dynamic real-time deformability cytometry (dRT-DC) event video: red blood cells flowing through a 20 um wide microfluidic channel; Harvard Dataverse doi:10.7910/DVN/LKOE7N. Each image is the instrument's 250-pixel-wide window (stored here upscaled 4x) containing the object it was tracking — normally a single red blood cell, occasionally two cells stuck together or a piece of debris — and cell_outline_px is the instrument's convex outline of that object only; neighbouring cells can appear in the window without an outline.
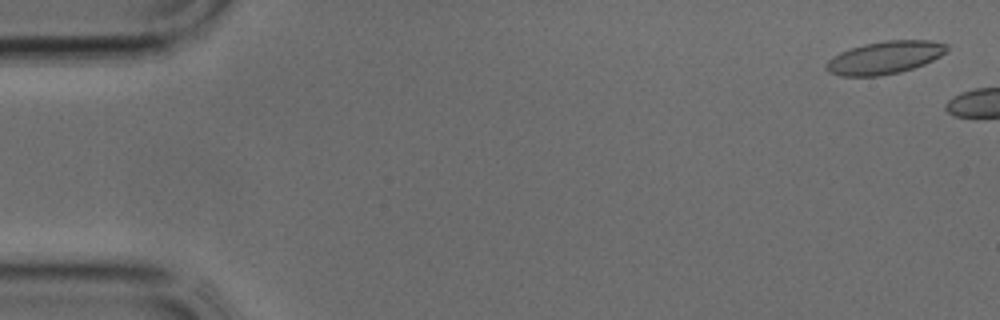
{"species": "common noctule bat (a hibernating species)", "species_latin": "Nyctalus noctula", "temperature_condition": "cold", "stored_images_in_passage": 5, "camera_frame_rate_fps": 3000, "um_per_image_px": 0.085, "animal": {"sex": "male", "body_mass_g": 17.9, "forearm_length_mm": 54.2}, "frame": {"image": 1, "passage_image": 2, "time_ms": 0.333, "image_size_px": [1000, 320], "cell_outline_px": [[948, 48], [940, 56], [924, 64], [900, 72], [880, 76], [840, 76], [828, 72], [824, 68], [824, 64], [828, 60], [840, 52], [864, 44], [888, 40], [932, 40], [948, 44]], "centroid_in_image_um": [75.18, 4.9], "position_along_channel_um": 9.8, "area_um2": 23.0}}